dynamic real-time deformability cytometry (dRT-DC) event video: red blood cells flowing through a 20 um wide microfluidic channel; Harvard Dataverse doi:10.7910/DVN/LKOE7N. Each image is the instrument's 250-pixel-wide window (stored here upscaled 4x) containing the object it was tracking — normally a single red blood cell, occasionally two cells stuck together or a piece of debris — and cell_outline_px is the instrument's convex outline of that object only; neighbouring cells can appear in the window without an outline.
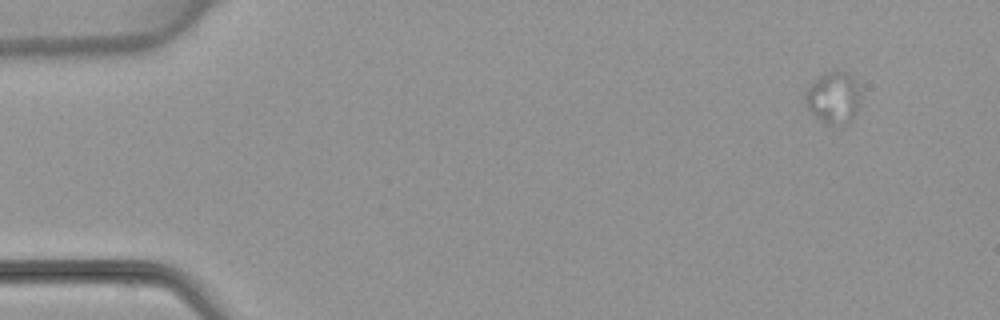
{"species": "common noctule bat (a hibernating species)", "species_latin": "Nyctalus noctula", "temperature_condition": "warm", "stored_images_in_passage": 5, "camera_frame_rate_fps": 3000, "um_per_image_px": 0.085, "animal": {"sex": "female", "body_mass_g": 22.7, "forearm_length_mm": 54.2}, "frame": {"image": 1, "passage_image": 1, "time_ms": 0.0, "image_size_px": [1000, 320], "cell_outline_px": [[860, 96], [856, 112], [844, 124], [828, 124], [820, 120], [804, 104], [804, 96], [812, 80], [824, 72], [832, 68], [836, 68], [848, 72], [856, 80], [860, 92]], "centroid_in_image_um": [70.82, 8.21], "position_along_channel_um": 14.2, "area_um2": 16.94}}
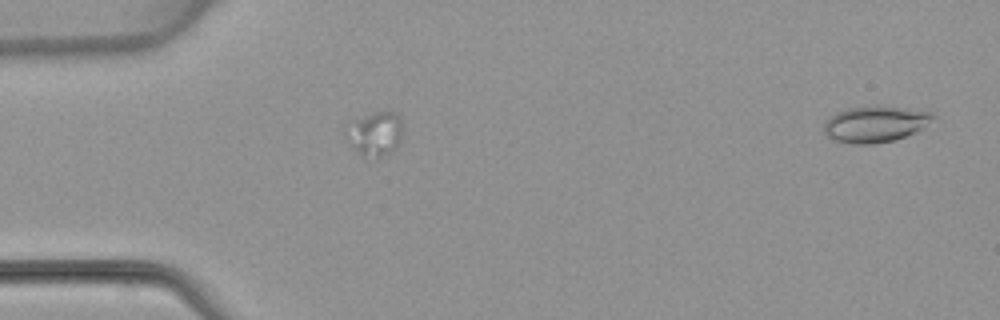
{"frame": {"image": 2, "passage_image": 4, "time_ms": 3.667, "image_size_px": [1000, 320], "cell_outline_px": [[400, 140], [396, 148], [392, 152], [376, 160], [360, 156], [348, 144], [344, 132], [352, 120], [372, 112], [392, 112], [400, 116]], "centroid_in_image_um": [31.81, 11.43], "position_along_channel_um": 53.2, "area_um2": 14.97}}